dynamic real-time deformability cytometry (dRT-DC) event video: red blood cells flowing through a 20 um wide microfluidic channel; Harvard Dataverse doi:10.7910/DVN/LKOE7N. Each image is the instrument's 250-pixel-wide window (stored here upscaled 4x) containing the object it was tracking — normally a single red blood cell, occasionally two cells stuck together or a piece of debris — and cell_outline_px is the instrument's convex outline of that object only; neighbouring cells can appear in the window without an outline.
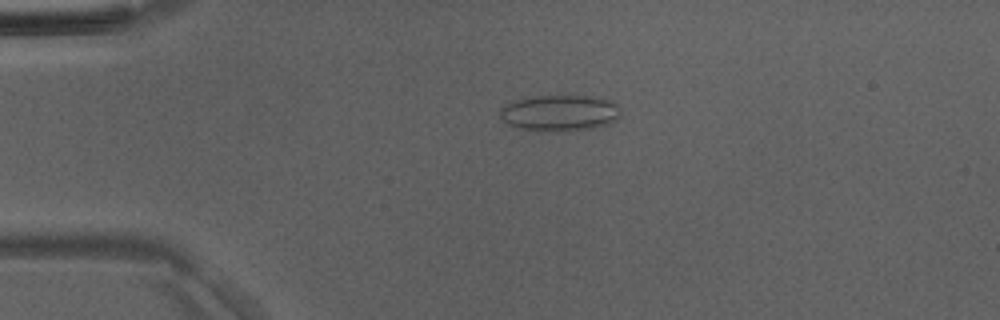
{"species": "Egyptian fruit bat (a non-hibernating species)", "species_latin": "Rousettus aegyptiacus", "temperature_condition": "room temperature", "stored_images_in_passage": 48, "camera_frame_rate_fps": 3000, "um_per_image_px": 0.085, "animal": {"sex": "male"}, "frame": {"image": 1, "passage_image": 11, "time_ms": 3.333, "image_size_px": [1000, 320], "cell_outline_px": [[620, 116], [616, 120], [608, 124], [596, 128], [520, 128], [508, 124], [500, 116], [500, 108], [504, 104], [516, 100], [532, 96], [588, 96], [612, 100], [616, 104], [620, 112]], "centroid_in_image_um": [47.6, 9.54], "position_along_channel_um": 37.4, "area_um2": 24.39}}
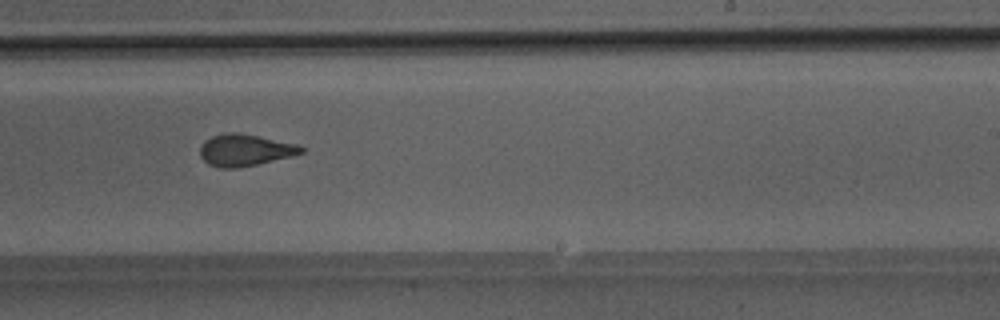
{"frame": {"image": 2, "passage_image": 30, "time_ms": 9.667, "image_size_px": [1000, 320], "cell_outline_px": [[304, 152], [292, 156], [256, 164], [236, 168], [220, 168], [208, 164], [200, 156], [200, 144], [204, 140], [212, 136], [228, 132], [236, 132], [296, 144], [304, 148]], "centroid_in_image_um": [20.77, 12.76], "position_along_channel_um": 268.2, "area_um2": 18.55}}
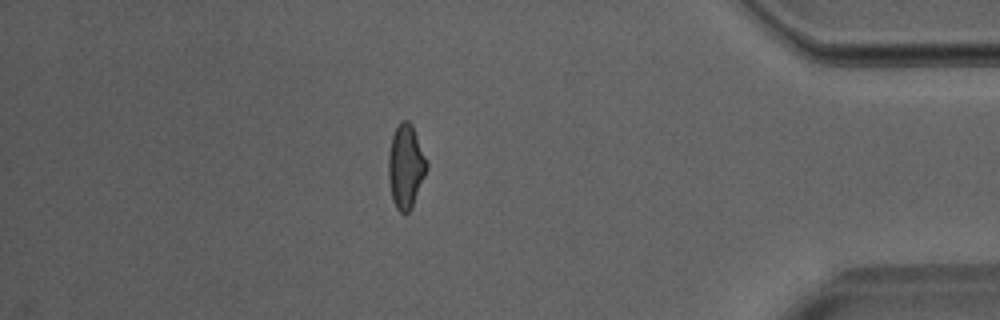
{"frame": {"image": 3, "passage_image": 42, "time_ms": 13.667, "image_size_px": [1000, 320], "cell_outline_px": [[428, 168], [412, 208], [408, 212], [400, 212], [396, 208], [392, 200], [388, 176], [388, 156], [392, 136], [400, 120], [408, 120], [412, 124], [428, 160]], "centroid_in_image_um": [34.5, 14.13], "position_along_channel_um": 400.7, "area_um2": 18.96}}